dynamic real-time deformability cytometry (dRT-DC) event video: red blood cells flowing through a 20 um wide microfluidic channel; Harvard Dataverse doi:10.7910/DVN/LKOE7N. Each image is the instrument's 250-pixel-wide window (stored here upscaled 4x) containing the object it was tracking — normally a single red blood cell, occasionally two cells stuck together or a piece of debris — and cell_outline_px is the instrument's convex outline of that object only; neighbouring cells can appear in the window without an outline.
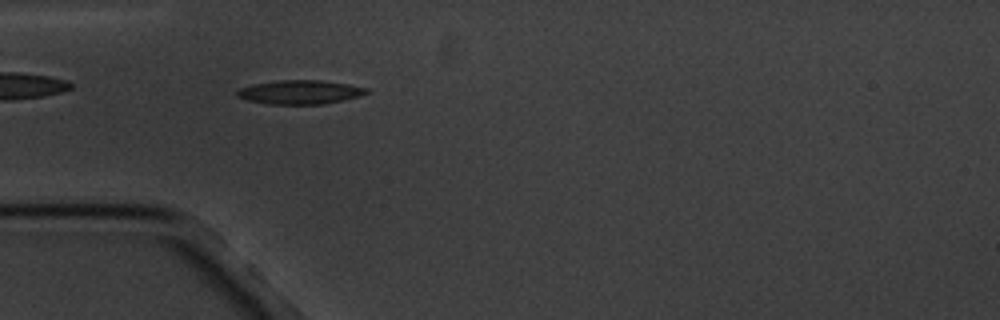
{"species": "common noctule bat (a hibernating species)", "species_latin": "Nyctalus noctula", "temperature_condition": "cold", "stored_images_in_passage": 6, "camera_frame_rate_fps": 3000, "um_per_image_px": 0.085, "animal": {"sex": "male", "body_mass_g": 20.1, "forearm_length_mm": 53.5}, "frame": {"image": 1, "passage_image": 5, "time_ms": 4.667, "image_size_px": [1000, 320], "cell_outline_px": [[368, 92], [360, 96], [344, 100], [324, 104], [268, 104], [248, 100], [236, 96], [236, 92], [240, 88], [252, 84], [276, 80], [320, 80], [348, 84], [368, 88]], "centroid_in_image_um": [25.49, 7.83], "position_along_channel_um": 59.5, "area_um2": 18.09}}